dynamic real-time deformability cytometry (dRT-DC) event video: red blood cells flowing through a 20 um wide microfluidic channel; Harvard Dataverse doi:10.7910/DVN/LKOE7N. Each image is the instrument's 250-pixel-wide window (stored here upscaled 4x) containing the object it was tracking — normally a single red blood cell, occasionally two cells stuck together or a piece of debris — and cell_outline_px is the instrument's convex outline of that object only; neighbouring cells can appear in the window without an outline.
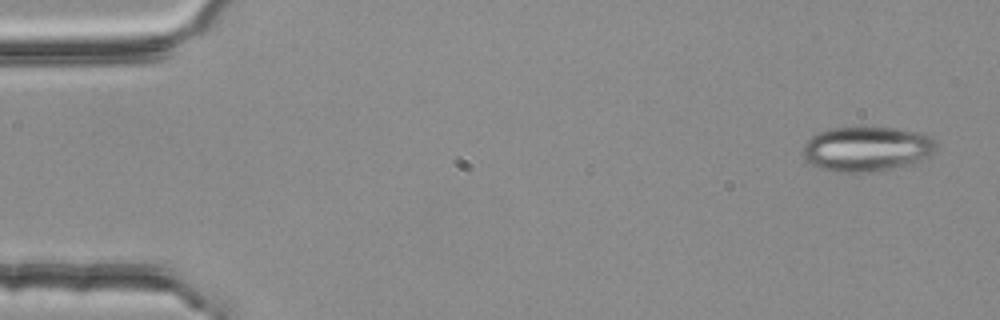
{"species": "common noctule bat (a hibernating species)", "species_latin": "Nyctalus noctula", "temperature_condition": "room temperature", "stored_images_in_passage": 4, "camera_frame_rate_fps": 3000, "um_per_image_px": 0.085, "animal": {"sex": "female", "body_mass_g": 25.1}, "frame": {"image": 1, "passage_image": 1, "time_ms": 0.0, "image_size_px": [1000, 320], "cell_outline_px": [[936, 148], [928, 156], [916, 164], [888, 168], [856, 172], [840, 172], [820, 168], [812, 164], [804, 156], [804, 144], [816, 132], [832, 128], [892, 128], [916, 132], [928, 136], [936, 140]], "centroid_in_image_um": [73.68, 12.65], "position_along_channel_um": 11.3, "area_um2": 34.22}}